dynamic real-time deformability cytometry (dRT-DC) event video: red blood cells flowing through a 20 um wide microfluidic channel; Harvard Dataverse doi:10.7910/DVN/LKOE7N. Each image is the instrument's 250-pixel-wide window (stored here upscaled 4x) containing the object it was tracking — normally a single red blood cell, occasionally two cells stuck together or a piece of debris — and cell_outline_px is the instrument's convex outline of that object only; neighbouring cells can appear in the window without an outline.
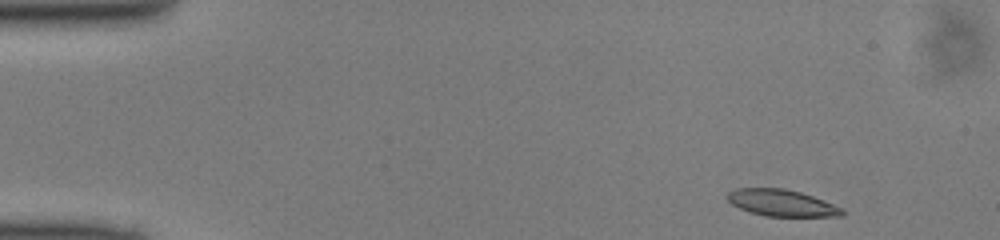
{"species": "common noctule bat (a hibernating species)", "species_latin": "Nyctalus noctula", "temperature_condition": "cold", "stored_images_in_passage": 45, "camera_frame_rate_fps": 3000, "um_per_image_px": 0.085, "animal": {"sex": "male", "body_mass_g": 13.0, "forearm_length_mm": 53.1}, "frame": {"image": 1, "passage_image": 1, "time_ms": 0.0, "image_size_px": [1000, 240], "cell_outline_px": [[844, 216], [764, 216], [748, 212], [732, 204], [724, 196], [728, 192], [736, 188], [784, 188], [800, 192], [812, 196], [844, 208]], "centroid_in_image_um": [66.42, 17.25], "position_along_channel_um": 18.6, "area_um2": 17.92}}
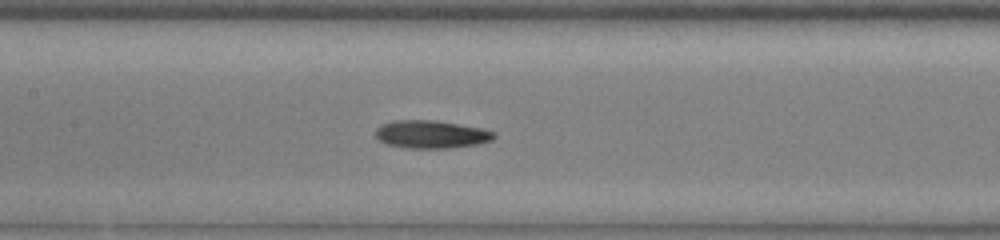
{"frame": {"image": 2, "passage_image": 19, "time_ms": 6.0, "image_size_px": [1000, 240], "cell_outline_px": [[496, 136], [492, 140], [476, 144], [448, 148], [408, 148], [388, 144], [376, 140], [376, 128], [380, 124], [392, 120], [436, 120], [484, 128], [496, 132]], "centroid_in_image_um": [36.64, 11.4], "position_along_channel_um": 170.8, "area_um2": 19.48}}
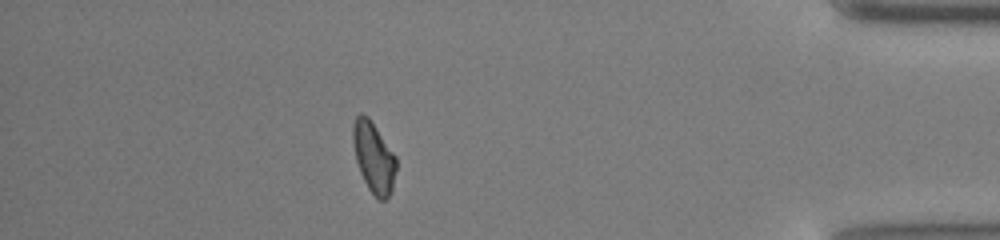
{"frame": {"image": 3, "passage_image": 39, "time_ms": 12.667, "image_size_px": [1000, 240], "cell_outline_px": [[396, 168], [392, 192], [384, 200], [380, 200], [368, 188], [360, 172], [356, 160], [352, 140], [352, 124], [356, 116], [360, 112], [368, 116], [396, 156]], "centroid_in_image_um": [31.75, 13.34], "position_along_channel_um": 403.4, "area_um2": 17.8}}